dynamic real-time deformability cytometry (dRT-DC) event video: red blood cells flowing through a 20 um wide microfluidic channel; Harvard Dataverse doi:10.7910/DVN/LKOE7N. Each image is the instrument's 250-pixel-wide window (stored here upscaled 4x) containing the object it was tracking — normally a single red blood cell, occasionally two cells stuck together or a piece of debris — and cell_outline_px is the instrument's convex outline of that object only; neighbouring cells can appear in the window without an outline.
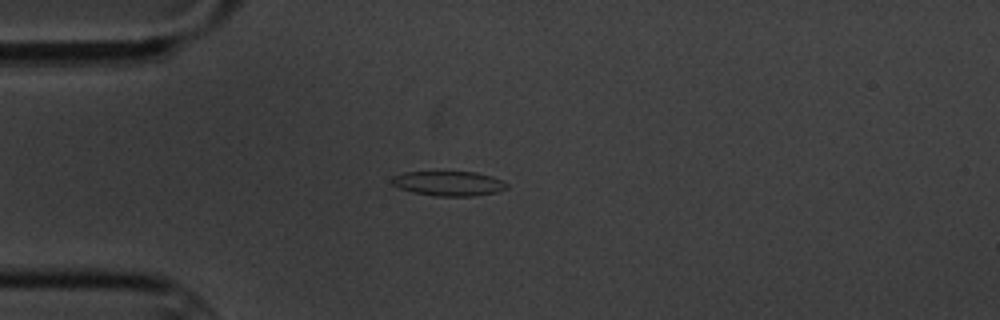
{"species": "common noctule bat (a hibernating species)", "species_latin": "Nyctalus noctula", "temperature_condition": "cold", "stored_images_in_passage": 9, "camera_frame_rate_fps": 3000, "um_per_image_px": 0.085, "animal": {"sex": "male", "body_mass_g": 20.1, "forearm_length_mm": 53.5}, "frame": {"image": 1, "passage_image": 2, "time_ms": 1.0, "image_size_px": [1000, 320], "cell_outline_px": [[508, 188], [496, 192], [472, 196], [436, 196], [412, 192], [400, 188], [392, 184], [392, 176], [404, 172], [476, 172], [492, 176], [508, 184]], "centroid_in_image_um": [38.14, 15.59], "position_along_channel_um": 46.9, "area_um2": 16.47}}
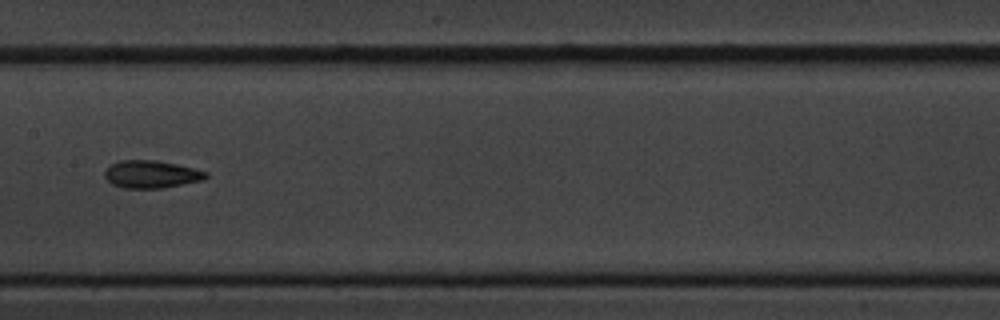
{"frame": {"image": 2, "passage_image": 6, "time_ms": 5.667, "image_size_px": [1000, 320], "cell_outline_px": [[208, 176], [204, 180], [164, 188], [124, 188], [112, 184], [104, 176], [104, 172], [112, 164], [120, 160], [156, 160], [176, 164], [208, 172]], "centroid_in_image_um": [12.88, 14.82], "position_along_channel_um": 194.5, "area_um2": 16.24}}
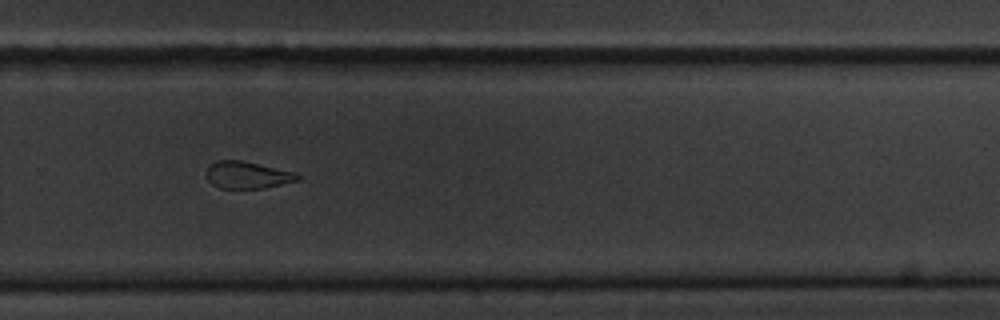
{"frame": {"image": 3, "passage_image": 9, "time_ms": 9.0, "image_size_px": [1000, 320], "cell_outline_px": [[300, 180], [264, 188], [220, 188], [212, 184], [208, 180], [208, 168], [212, 164], [220, 160], [244, 160], [296, 172], [300, 176]], "centroid_in_image_um": [21.09, 14.87], "position_along_channel_um": 308.7, "area_um2": 14.33}}